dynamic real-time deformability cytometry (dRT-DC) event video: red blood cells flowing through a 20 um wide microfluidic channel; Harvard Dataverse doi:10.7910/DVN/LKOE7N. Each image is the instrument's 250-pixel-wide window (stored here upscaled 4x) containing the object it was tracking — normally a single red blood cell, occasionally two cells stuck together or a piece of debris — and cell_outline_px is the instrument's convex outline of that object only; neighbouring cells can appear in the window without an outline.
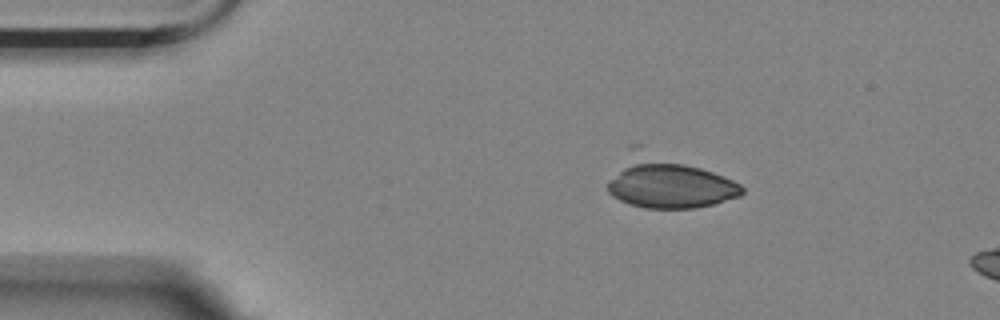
{"species": "Egyptian fruit bat (a non-hibernating species)", "species_latin": "Rousettus aegyptiacus", "temperature_condition": "room temperature", "stored_images_in_passage": 4, "segment_of_instrument_passage": [1, 2], "camera_frame_rate_fps": 3000, "um_per_image_px": 0.085, "animal": {"sex": "female"}, "frame": {"image": 1, "passage_image": 1, "time_ms": 0.0, "image_size_px": [1000, 320], "cell_outline_px": [[744, 192], [740, 196], [716, 204], [696, 208], [644, 208], [628, 204], [612, 196], [608, 192], [608, 184], [624, 168], [636, 160], [640, 160], [684, 164], [700, 168], [724, 176], [740, 184], [744, 188]], "centroid_in_image_um": [57.08, 15.81], "position_along_channel_um": 27.9, "area_um2": 34.85}}